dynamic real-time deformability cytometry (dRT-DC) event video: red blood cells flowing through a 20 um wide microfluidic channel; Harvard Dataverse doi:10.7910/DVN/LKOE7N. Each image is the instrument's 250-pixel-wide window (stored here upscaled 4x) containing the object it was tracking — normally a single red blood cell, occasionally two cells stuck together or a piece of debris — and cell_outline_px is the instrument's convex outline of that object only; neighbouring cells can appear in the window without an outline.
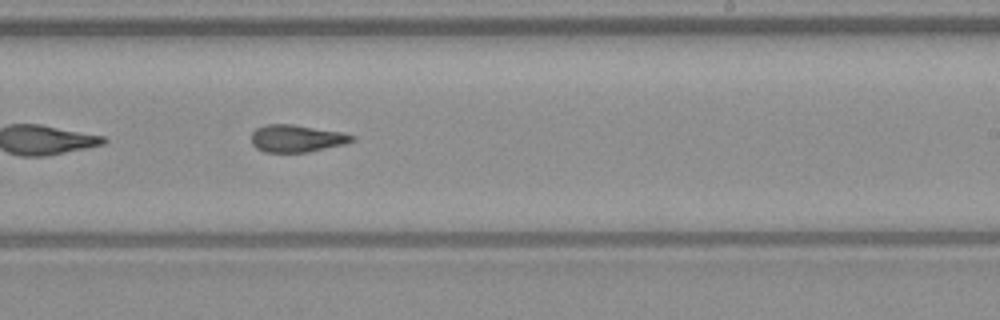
{"species": "common noctule bat (a hibernating species)", "species_latin": "Nyctalus noctula", "temperature_condition": "warm", "stored_images_in_passage": 50, "camera_frame_rate_fps": 3000, "um_per_image_px": 0.085, "animal": {"sex": "male", "body_mass_g": 23.1, "forearm_length_mm": 52.7}, "frame": {"image": 1, "passage_image": 29, "time_ms": 9.333, "image_size_px": [1000, 320], "cell_outline_px": [[356, 140], [344, 144], [308, 152], [264, 152], [256, 148], [252, 144], [252, 132], [256, 128], [268, 124], [292, 124], [344, 132], [356, 136]], "centroid_in_image_um": [25.24, 11.76], "position_along_channel_um": 263.8, "area_um2": 16.13}}
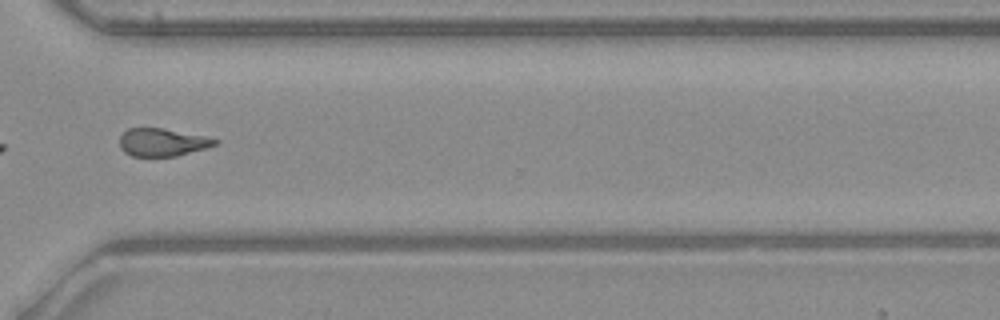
{"frame": {"image": 2, "passage_image": 36, "time_ms": 11.667, "image_size_px": [1000, 320], "cell_outline_px": [[220, 140], [216, 144], [208, 148], [176, 156], [132, 156], [124, 152], [120, 148], [120, 136], [128, 128], [164, 128], [208, 136]], "centroid_in_image_um": [13.84, 12.09], "position_along_channel_um": 356.8, "area_um2": 15.66}, "authors_computed_cell_mechanics": {"area_um2": 16.7042, "velocity_mm_per_s": 3.986, "shape_relaxation_time_tau1_ms": null, "shape_relaxation_time_tau2_ms": 2.2481, "deformation_change_tau1": null, "deformation_change_tau2": 0.0932}}